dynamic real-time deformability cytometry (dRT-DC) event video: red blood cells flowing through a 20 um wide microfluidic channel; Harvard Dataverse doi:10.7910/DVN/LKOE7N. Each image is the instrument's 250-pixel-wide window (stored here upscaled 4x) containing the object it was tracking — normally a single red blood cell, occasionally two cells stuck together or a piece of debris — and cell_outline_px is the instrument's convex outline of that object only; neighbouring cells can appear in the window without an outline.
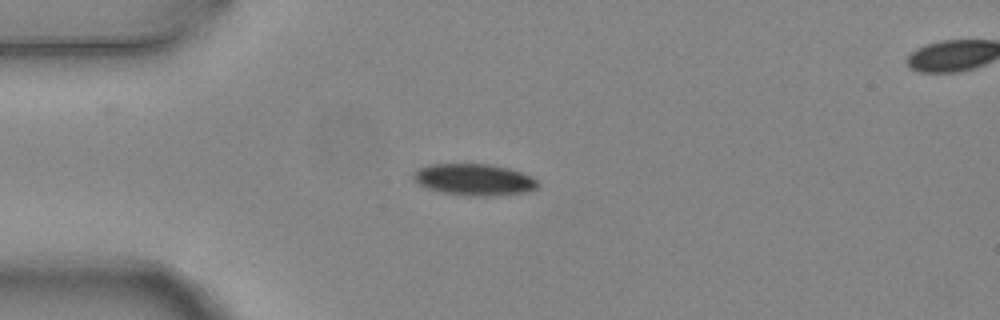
{"species": "common noctule bat (a hibernating species)", "species_latin": "Nyctalus noctula", "temperature_condition": "warm", "stored_images_in_passage": 2, "segment_of_instrument_passage": [1, 2], "camera_frame_rate_fps": 3000, "um_per_image_px": 0.085, "animal": {"sex": "female", "body_mass_g": 24.6, "forearm_length_mm": 56.2}, "frame": {"image": 1, "passage_image": 1, "time_ms": 0.0, "image_size_px": [1000, 320], "cell_outline_px": [[540, 184], [536, 188], [528, 192], [492, 196], [468, 196], [440, 192], [428, 188], [420, 184], [412, 176], [420, 168], [428, 164], [488, 164], [508, 168], [532, 176]], "centroid_in_image_um": [40.34, 15.28], "position_along_channel_um": 44.7, "area_um2": 22.83}}